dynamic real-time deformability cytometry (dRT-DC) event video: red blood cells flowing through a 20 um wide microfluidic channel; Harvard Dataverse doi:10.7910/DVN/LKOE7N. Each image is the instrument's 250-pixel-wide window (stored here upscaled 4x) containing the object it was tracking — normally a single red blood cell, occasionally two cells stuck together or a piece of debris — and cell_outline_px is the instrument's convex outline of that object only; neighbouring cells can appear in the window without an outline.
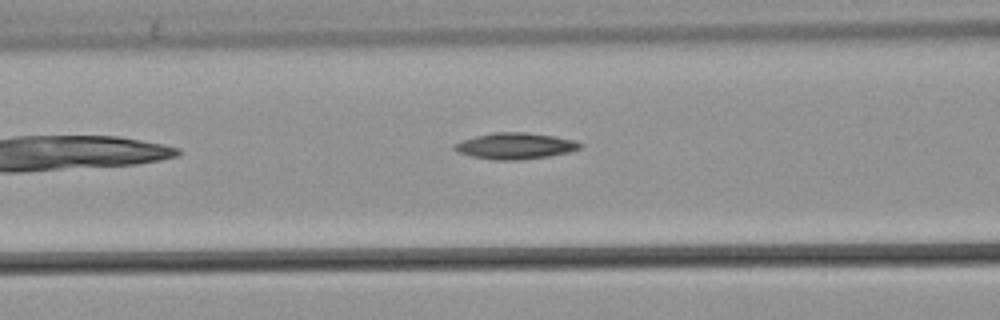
{"species": "common noctule bat (a hibernating species)", "species_latin": "Nyctalus noctula", "temperature_condition": "warm", "stored_images_in_passage": 29, "camera_frame_rate_fps": 3000, "um_per_image_px": 0.085, "animal": {"sex": "male", "body_mass_g": 21.5, "forearm_length_mm": 52.0}, "frame": {"image": 1, "passage_image": 9, "time_ms": 2.667, "image_size_px": [1000, 320], "cell_outline_px": [[584, 148], [568, 152], [548, 156], [520, 160], [496, 160], [472, 156], [460, 152], [452, 148], [456, 144], [464, 140], [476, 136], [496, 132], [528, 132], [556, 136], [572, 140], [584, 144]], "centroid_in_image_um": [43.87, 12.4], "position_along_channel_um": 122.7, "area_um2": 19.07}}
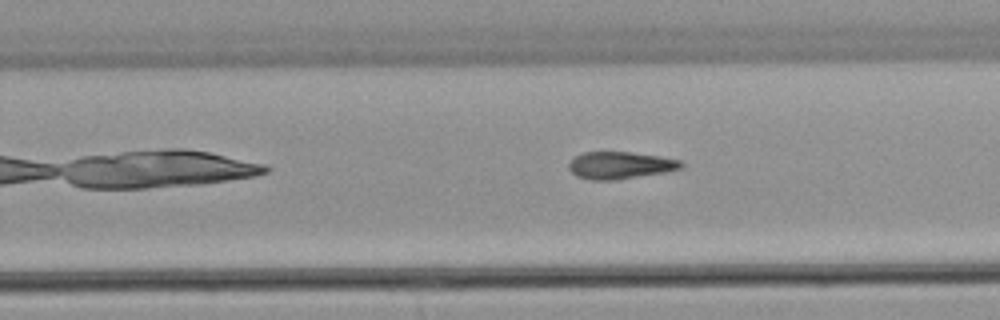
{"frame": {"image": 2, "passage_image": 21, "time_ms": 6.667, "image_size_px": [1000, 320], "cell_outline_px": [[684, 168], [664, 172], [612, 180], [592, 180], [576, 176], [568, 168], [568, 164], [576, 156], [584, 152], [632, 152], [660, 156], [680, 160], [684, 164]], "centroid_in_image_um": [52.73, 14.04], "position_along_channel_um": 277.1, "area_um2": 17.69}}
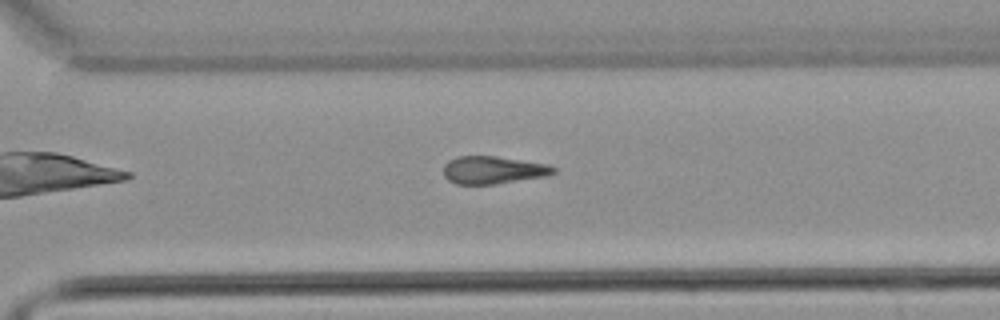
{"frame": {"image": 3, "passage_image": 25, "time_ms": 8.0, "image_size_px": [1000, 320], "cell_outline_px": [[556, 172], [548, 176], [496, 184], [456, 184], [448, 180], [444, 176], [444, 164], [448, 160], [456, 156], [496, 156], [548, 164], [556, 168]], "centroid_in_image_um": [41.92, 14.45], "position_along_channel_um": 328.7, "area_um2": 17.92}}